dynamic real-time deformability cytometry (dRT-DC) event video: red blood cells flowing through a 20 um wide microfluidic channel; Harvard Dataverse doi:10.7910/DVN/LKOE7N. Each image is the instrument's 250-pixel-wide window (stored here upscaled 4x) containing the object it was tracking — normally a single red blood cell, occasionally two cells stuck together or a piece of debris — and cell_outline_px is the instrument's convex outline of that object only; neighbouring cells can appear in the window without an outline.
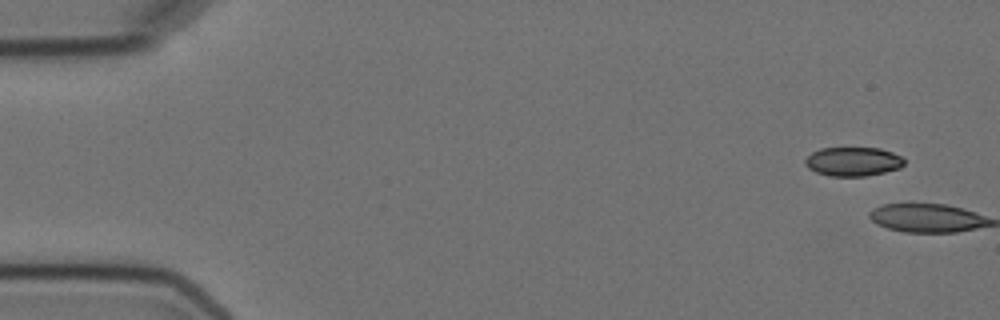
{"species": "Egyptian fruit bat (a non-hibernating species)", "species_latin": "Rousettus aegyptiacus", "temperature_condition": "cold", "stored_images_in_passage": 5, "camera_frame_rate_fps": 3000, "um_per_image_px": 0.085, "animal": {"sex": "female"}, "frame": {"image": 1, "passage_image": 1, "time_ms": 0.0, "image_size_px": [1000, 320], "cell_outline_px": [[904, 164], [900, 168], [884, 172], [864, 176], [828, 176], [816, 172], [808, 168], [804, 164], [804, 160], [812, 152], [820, 148], [880, 148], [892, 152], [900, 156], [904, 160]], "centroid_in_image_um": [72.48, 13.73], "position_along_channel_um": 12.5, "area_um2": 16.76}}
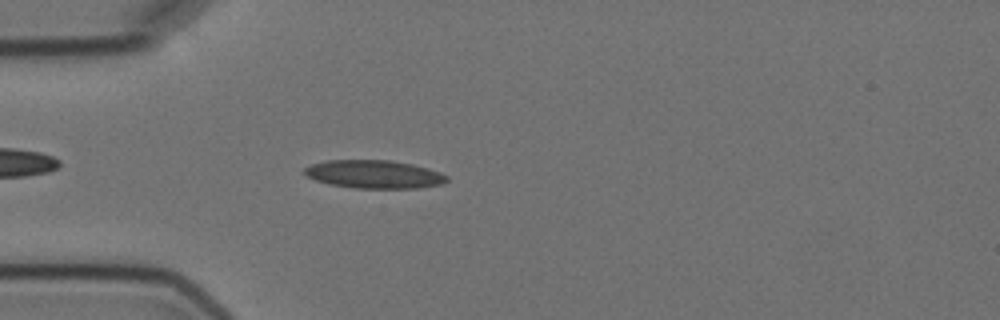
{"frame": {"image": 2, "passage_image": 5, "time_ms": 5.333, "image_size_px": [1000, 320], "cell_outline_px": [[448, 180], [440, 184], [416, 188], [352, 188], [328, 184], [316, 180], [308, 176], [304, 172], [304, 168], [312, 164], [328, 160], [388, 160], [412, 164], [428, 168], [440, 172], [448, 176]], "centroid_in_image_um": [31.8, 14.81], "position_along_channel_um": 53.2, "area_um2": 23.29}}